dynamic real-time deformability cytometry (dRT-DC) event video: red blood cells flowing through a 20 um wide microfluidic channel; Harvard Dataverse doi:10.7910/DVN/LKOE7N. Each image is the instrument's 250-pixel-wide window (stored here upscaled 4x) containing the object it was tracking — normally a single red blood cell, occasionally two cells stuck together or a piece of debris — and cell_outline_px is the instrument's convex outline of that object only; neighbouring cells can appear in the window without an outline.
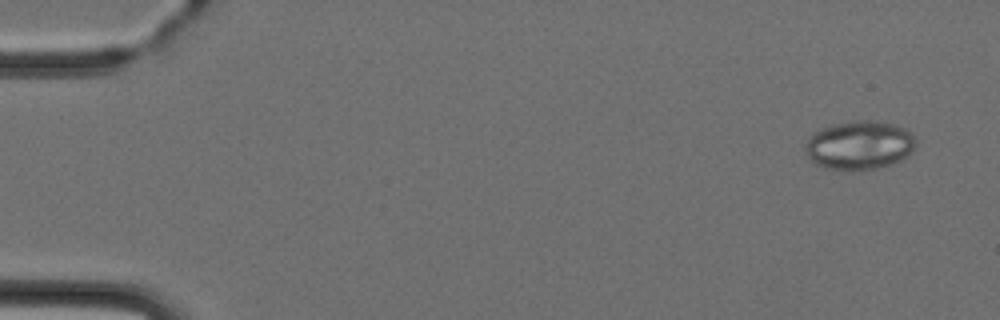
{"species": "Egyptian fruit bat (a non-hibernating species)", "species_latin": "Rousettus aegyptiacus", "temperature_condition": "cold", "stored_images_in_passage": 3, "camera_frame_rate_fps": 3000, "um_per_image_px": 0.085, "animal": {"sex": "female"}, "frame": {"image": 1, "passage_image": 1, "time_ms": 0.0, "image_size_px": [1000, 320], "cell_outline_px": [[916, 144], [912, 152], [908, 156], [900, 160], [876, 168], [860, 172], [824, 168], [816, 164], [808, 156], [804, 148], [804, 144], [808, 136], [812, 132], [832, 124], [860, 120], [872, 120], [892, 124], [908, 128], [912, 132], [916, 140]], "centroid_in_image_um": [73.04, 12.35], "position_along_channel_um": 12.0, "area_um2": 32.02}}